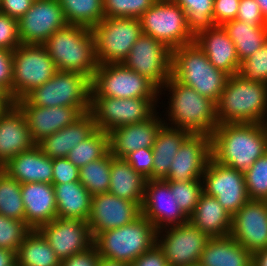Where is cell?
<instances>
[{"mask_svg":"<svg viewBox=\"0 0 267 266\" xmlns=\"http://www.w3.org/2000/svg\"><path fill=\"white\" fill-rule=\"evenodd\" d=\"M141 215V207L110 192L92 196L87 223L93 238L99 233L133 222Z\"/></svg>","mask_w":267,"mask_h":266,"instance_id":"cell-19","label":"cell"},{"mask_svg":"<svg viewBox=\"0 0 267 266\" xmlns=\"http://www.w3.org/2000/svg\"><path fill=\"white\" fill-rule=\"evenodd\" d=\"M171 76L215 103L220 99L229 78V75L210 63L195 42L172 50Z\"/></svg>","mask_w":267,"mask_h":266,"instance_id":"cell-5","label":"cell"},{"mask_svg":"<svg viewBox=\"0 0 267 266\" xmlns=\"http://www.w3.org/2000/svg\"><path fill=\"white\" fill-rule=\"evenodd\" d=\"M267 152L265 123H222L211 134L212 158L245 172Z\"/></svg>","mask_w":267,"mask_h":266,"instance_id":"cell-1","label":"cell"},{"mask_svg":"<svg viewBox=\"0 0 267 266\" xmlns=\"http://www.w3.org/2000/svg\"><path fill=\"white\" fill-rule=\"evenodd\" d=\"M218 124L266 123L267 83L253 82L239 73L229 76L216 103Z\"/></svg>","mask_w":267,"mask_h":266,"instance_id":"cell-3","label":"cell"},{"mask_svg":"<svg viewBox=\"0 0 267 266\" xmlns=\"http://www.w3.org/2000/svg\"><path fill=\"white\" fill-rule=\"evenodd\" d=\"M31 231L25 222L0 215V248L16 253Z\"/></svg>","mask_w":267,"mask_h":266,"instance_id":"cell-44","label":"cell"},{"mask_svg":"<svg viewBox=\"0 0 267 266\" xmlns=\"http://www.w3.org/2000/svg\"><path fill=\"white\" fill-rule=\"evenodd\" d=\"M130 166L147 180H152L153 150L152 147L141 148L123 158Z\"/></svg>","mask_w":267,"mask_h":266,"instance_id":"cell-47","label":"cell"},{"mask_svg":"<svg viewBox=\"0 0 267 266\" xmlns=\"http://www.w3.org/2000/svg\"><path fill=\"white\" fill-rule=\"evenodd\" d=\"M17 106L90 107L91 79L79 72L57 71L42 86L34 88Z\"/></svg>","mask_w":267,"mask_h":266,"instance_id":"cell-7","label":"cell"},{"mask_svg":"<svg viewBox=\"0 0 267 266\" xmlns=\"http://www.w3.org/2000/svg\"><path fill=\"white\" fill-rule=\"evenodd\" d=\"M161 97L112 98L91 97L90 112L96 129L109 133L115 128L151 118L161 104Z\"/></svg>","mask_w":267,"mask_h":266,"instance_id":"cell-9","label":"cell"},{"mask_svg":"<svg viewBox=\"0 0 267 266\" xmlns=\"http://www.w3.org/2000/svg\"><path fill=\"white\" fill-rule=\"evenodd\" d=\"M114 158L108 151L102 158L79 168V182L92 196L109 191L111 161Z\"/></svg>","mask_w":267,"mask_h":266,"instance_id":"cell-37","label":"cell"},{"mask_svg":"<svg viewBox=\"0 0 267 266\" xmlns=\"http://www.w3.org/2000/svg\"><path fill=\"white\" fill-rule=\"evenodd\" d=\"M142 33L171 50L194 42L184 10L175 1L157 0L140 18Z\"/></svg>","mask_w":267,"mask_h":266,"instance_id":"cell-11","label":"cell"},{"mask_svg":"<svg viewBox=\"0 0 267 266\" xmlns=\"http://www.w3.org/2000/svg\"><path fill=\"white\" fill-rule=\"evenodd\" d=\"M23 112L32 140L35 144L43 138L72 124L83 113L90 111V107H38L18 106Z\"/></svg>","mask_w":267,"mask_h":266,"instance_id":"cell-23","label":"cell"},{"mask_svg":"<svg viewBox=\"0 0 267 266\" xmlns=\"http://www.w3.org/2000/svg\"><path fill=\"white\" fill-rule=\"evenodd\" d=\"M100 255L95 245L61 261V266H98Z\"/></svg>","mask_w":267,"mask_h":266,"instance_id":"cell-52","label":"cell"},{"mask_svg":"<svg viewBox=\"0 0 267 266\" xmlns=\"http://www.w3.org/2000/svg\"><path fill=\"white\" fill-rule=\"evenodd\" d=\"M156 1L157 0H103L104 17L140 19Z\"/></svg>","mask_w":267,"mask_h":266,"instance_id":"cell-43","label":"cell"},{"mask_svg":"<svg viewBox=\"0 0 267 266\" xmlns=\"http://www.w3.org/2000/svg\"><path fill=\"white\" fill-rule=\"evenodd\" d=\"M209 237L191 222L162 228L156 244L163 251L168 266H190L200 261Z\"/></svg>","mask_w":267,"mask_h":266,"instance_id":"cell-13","label":"cell"},{"mask_svg":"<svg viewBox=\"0 0 267 266\" xmlns=\"http://www.w3.org/2000/svg\"><path fill=\"white\" fill-rule=\"evenodd\" d=\"M190 266H202L200 263H197V264H193V265H190Z\"/></svg>","mask_w":267,"mask_h":266,"instance_id":"cell-62","label":"cell"},{"mask_svg":"<svg viewBox=\"0 0 267 266\" xmlns=\"http://www.w3.org/2000/svg\"><path fill=\"white\" fill-rule=\"evenodd\" d=\"M211 157V136L191 134L178 149L165 180L181 182L202 179Z\"/></svg>","mask_w":267,"mask_h":266,"instance_id":"cell-21","label":"cell"},{"mask_svg":"<svg viewBox=\"0 0 267 266\" xmlns=\"http://www.w3.org/2000/svg\"><path fill=\"white\" fill-rule=\"evenodd\" d=\"M171 61L172 50L165 43L141 33L122 63L160 89L171 77Z\"/></svg>","mask_w":267,"mask_h":266,"instance_id":"cell-15","label":"cell"},{"mask_svg":"<svg viewBox=\"0 0 267 266\" xmlns=\"http://www.w3.org/2000/svg\"><path fill=\"white\" fill-rule=\"evenodd\" d=\"M13 51L0 48V84L12 97Z\"/></svg>","mask_w":267,"mask_h":266,"instance_id":"cell-51","label":"cell"},{"mask_svg":"<svg viewBox=\"0 0 267 266\" xmlns=\"http://www.w3.org/2000/svg\"><path fill=\"white\" fill-rule=\"evenodd\" d=\"M232 216L222 207L215 197L200 195L194 213L189 222L196 226L209 238L225 237L231 231Z\"/></svg>","mask_w":267,"mask_h":266,"instance_id":"cell-29","label":"cell"},{"mask_svg":"<svg viewBox=\"0 0 267 266\" xmlns=\"http://www.w3.org/2000/svg\"><path fill=\"white\" fill-rule=\"evenodd\" d=\"M192 133L180 128L163 125L153 144L152 179H166L178 149Z\"/></svg>","mask_w":267,"mask_h":266,"instance_id":"cell-31","label":"cell"},{"mask_svg":"<svg viewBox=\"0 0 267 266\" xmlns=\"http://www.w3.org/2000/svg\"><path fill=\"white\" fill-rule=\"evenodd\" d=\"M5 109V107L0 103V113Z\"/></svg>","mask_w":267,"mask_h":266,"instance_id":"cell-60","label":"cell"},{"mask_svg":"<svg viewBox=\"0 0 267 266\" xmlns=\"http://www.w3.org/2000/svg\"><path fill=\"white\" fill-rule=\"evenodd\" d=\"M147 179L137 173L124 159L111 161L109 191L115 196L137 203L143 202Z\"/></svg>","mask_w":267,"mask_h":266,"instance_id":"cell-33","label":"cell"},{"mask_svg":"<svg viewBox=\"0 0 267 266\" xmlns=\"http://www.w3.org/2000/svg\"><path fill=\"white\" fill-rule=\"evenodd\" d=\"M194 42L215 68L229 76L239 73L241 63L235 44L222 25L200 31L194 36Z\"/></svg>","mask_w":267,"mask_h":266,"instance_id":"cell-25","label":"cell"},{"mask_svg":"<svg viewBox=\"0 0 267 266\" xmlns=\"http://www.w3.org/2000/svg\"><path fill=\"white\" fill-rule=\"evenodd\" d=\"M169 188L180 209L189 218L194 213L200 195L203 193L202 179L181 182L169 181Z\"/></svg>","mask_w":267,"mask_h":266,"instance_id":"cell-41","label":"cell"},{"mask_svg":"<svg viewBox=\"0 0 267 266\" xmlns=\"http://www.w3.org/2000/svg\"><path fill=\"white\" fill-rule=\"evenodd\" d=\"M130 266H168V264L163 251L155 244L136 258Z\"/></svg>","mask_w":267,"mask_h":266,"instance_id":"cell-53","label":"cell"},{"mask_svg":"<svg viewBox=\"0 0 267 266\" xmlns=\"http://www.w3.org/2000/svg\"><path fill=\"white\" fill-rule=\"evenodd\" d=\"M109 151L108 133L96 129L87 139L75 145L67 158L78 168L102 158Z\"/></svg>","mask_w":267,"mask_h":266,"instance_id":"cell-38","label":"cell"},{"mask_svg":"<svg viewBox=\"0 0 267 266\" xmlns=\"http://www.w3.org/2000/svg\"><path fill=\"white\" fill-rule=\"evenodd\" d=\"M95 130V120L91 112L88 111L72 124L43 138L36 145L51 159L67 158L70 150L87 139Z\"/></svg>","mask_w":267,"mask_h":266,"instance_id":"cell-27","label":"cell"},{"mask_svg":"<svg viewBox=\"0 0 267 266\" xmlns=\"http://www.w3.org/2000/svg\"><path fill=\"white\" fill-rule=\"evenodd\" d=\"M35 145L21 109L15 103L5 108L0 113V168Z\"/></svg>","mask_w":267,"mask_h":266,"instance_id":"cell-24","label":"cell"},{"mask_svg":"<svg viewBox=\"0 0 267 266\" xmlns=\"http://www.w3.org/2000/svg\"><path fill=\"white\" fill-rule=\"evenodd\" d=\"M34 0H0V12L19 20L32 6Z\"/></svg>","mask_w":267,"mask_h":266,"instance_id":"cell-54","label":"cell"},{"mask_svg":"<svg viewBox=\"0 0 267 266\" xmlns=\"http://www.w3.org/2000/svg\"><path fill=\"white\" fill-rule=\"evenodd\" d=\"M21 44L18 20L0 12V48L14 51Z\"/></svg>","mask_w":267,"mask_h":266,"instance_id":"cell-46","label":"cell"},{"mask_svg":"<svg viewBox=\"0 0 267 266\" xmlns=\"http://www.w3.org/2000/svg\"><path fill=\"white\" fill-rule=\"evenodd\" d=\"M57 72L44 45L21 44L13 51L12 99L24 98Z\"/></svg>","mask_w":267,"mask_h":266,"instance_id":"cell-10","label":"cell"},{"mask_svg":"<svg viewBox=\"0 0 267 266\" xmlns=\"http://www.w3.org/2000/svg\"><path fill=\"white\" fill-rule=\"evenodd\" d=\"M202 182L203 192L208 196L215 197L231 216L250 200L244 172L220 164L212 157L204 170Z\"/></svg>","mask_w":267,"mask_h":266,"instance_id":"cell-14","label":"cell"},{"mask_svg":"<svg viewBox=\"0 0 267 266\" xmlns=\"http://www.w3.org/2000/svg\"><path fill=\"white\" fill-rule=\"evenodd\" d=\"M252 266H267V248L252 254Z\"/></svg>","mask_w":267,"mask_h":266,"instance_id":"cell-56","label":"cell"},{"mask_svg":"<svg viewBox=\"0 0 267 266\" xmlns=\"http://www.w3.org/2000/svg\"><path fill=\"white\" fill-rule=\"evenodd\" d=\"M20 266H61V260L38 230H32L16 252Z\"/></svg>","mask_w":267,"mask_h":266,"instance_id":"cell-35","label":"cell"},{"mask_svg":"<svg viewBox=\"0 0 267 266\" xmlns=\"http://www.w3.org/2000/svg\"><path fill=\"white\" fill-rule=\"evenodd\" d=\"M56 199L57 218L87 221L91 212L92 195L79 182L52 184Z\"/></svg>","mask_w":267,"mask_h":266,"instance_id":"cell-32","label":"cell"},{"mask_svg":"<svg viewBox=\"0 0 267 266\" xmlns=\"http://www.w3.org/2000/svg\"><path fill=\"white\" fill-rule=\"evenodd\" d=\"M159 113L156 112L143 122L124 125L110 131L108 135L111 155L123 159L133 151L153 147L156 136L164 125L162 115Z\"/></svg>","mask_w":267,"mask_h":266,"instance_id":"cell-22","label":"cell"},{"mask_svg":"<svg viewBox=\"0 0 267 266\" xmlns=\"http://www.w3.org/2000/svg\"><path fill=\"white\" fill-rule=\"evenodd\" d=\"M16 261V253L0 248V266H10Z\"/></svg>","mask_w":267,"mask_h":266,"instance_id":"cell-55","label":"cell"},{"mask_svg":"<svg viewBox=\"0 0 267 266\" xmlns=\"http://www.w3.org/2000/svg\"><path fill=\"white\" fill-rule=\"evenodd\" d=\"M244 178L250 200H267V152L244 172Z\"/></svg>","mask_w":267,"mask_h":266,"instance_id":"cell-42","label":"cell"},{"mask_svg":"<svg viewBox=\"0 0 267 266\" xmlns=\"http://www.w3.org/2000/svg\"><path fill=\"white\" fill-rule=\"evenodd\" d=\"M239 74L249 81L267 83V39L260 49L241 62Z\"/></svg>","mask_w":267,"mask_h":266,"instance_id":"cell-45","label":"cell"},{"mask_svg":"<svg viewBox=\"0 0 267 266\" xmlns=\"http://www.w3.org/2000/svg\"><path fill=\"white\" fill-rule=\"evenodd\" d=\"M68 25L58 0H34L31 8L18 20L22 44L43 45L57 30Z\"/></svg>","mask_w":267,"mask_h":266,"instance_id":"cell-16","label":"cell"},{"mask_svg":"<svg viewBox=\"0 0 267 266\" xmlns=\"http://www.w3.org/2000/svg\"><path fill=\"white\" fill-rule=\"evenodd\" d=\"M21 194L25 209V223L38 230L57 218L54 186L49 183L29 182L21 184Z\"/></svg>","mask_w":267,"mask_h":266,"instance_id":"cell-26","label":"cell"},{"mask_svg":"<svg viewBox=\"0 0 267 266\" xmlns=\"http://www.w3.org/2000/svg\"><path fill=\"white\" fill-rule=\"evenodd\" d=\"M98 64L122 63L142 33L136 18H103L93 29Z\"/></svg>","mask_w":267,"mask_h":266,"instance_id":"cell-12","label":"cell"},{"mask_svg":"<svg viewBox=\"0 0 267 266\" xmlns=\"http://www.w3.org/2000/svg\"><path fill=\"white\" fill-rule=\"evenodd\" d=\"M0 215L25 222L21 184L0 168Z\"/></svg>","mask_w":267,"mask_h":266,"instance_id":"cell-39","label":"cell"},{"mask_svg":"<svg viewBox=\"0 0 267 266\" xmlns=\"http://www.w3.org/2000/svg\"><path fill=\"white\" fill-rule=\"evenodd\" d=\"M166 93L169 104L167 103L163 115L165 125L185 129L192 134L211 136L218 125L216 103L213 100L200 95L195 89L180 83L172 76L159 89L161 97Z\"/></svg>","mask_w":267,"mask_h":266,"instance_id":"cell-2","label":"cell"},{"mask_svg":"<svg viewBox=\"0 0 267 266\" xmlns=\"http://www.w3.org/2000/svg\"><path fill=\"white\" fill-rule=\"evenodd\" d=\"M240 0H214L213 22L215 25H223L225 22L237 17Z\"/></svg>","mask_w":267,"mask_h":266,"instance_id":"cell-50","label":"cell"},{"mask_svg":"<svg viewBox=\"0 0 267 266\" xmlns=\"http://www.w3.org/2000/svg\"><path fill=\"white\" fill-rule=\"evenodd\" d=\"M43 45L57 71L79 72L92 79L99 65L92 29L66 25L54 32Z\"/></svg>","mask_w":267,"mask_h":266,"instance_id":"cell-4","label":"cell"},{"mask_svg":"<svg viewBox=\"0 0 267 266\" xmlns=\"http://www.w3.org/2000/svg\"><path fill=\"white\" fill-rule=\"evenodd\" d=\"M141 214L157 231L189 221L176 202L174 194L171 193L169 181L165 179L146 181Z\"/></svg>","mask_w":267,"mask_h":266,"instance_id":"cell-18","label":"cell"},{"mask_svg":"<svg viewBox=\"0 0 267 266\" xmlns=\"http://www.w3.org/2000/svg\"><path fill=\"white\" fill-rule=\"evenodd\" d=\"M68 25L93 29L103 18V0H58Z\"/></svg>","mask_w":267,"mask_h":266,"instance_id":"cell-36","label":"cell"},{"mask_svg":"<svg viewBox=\"0 0 267 266\" xmlns=\"http://www.w3.org/2000/svg\"><path fill=\"white\" fill-rule=\"evenodd\" d=\"M0 103L5 107L12 106L15 102L9 92L0 84Z\"/></svg>","mask_w":267,"mask_h":266,"instance_id":"cell-57","label":"cell"},{"mask_svg":"<svg viewBox=\"0 0 267 266\" xmlns=\"http://www.w3.org/2000/svg\"><path fill=\"white\" fill-rule=\"evenodd\" d=\"M52 184H64L79 181V168L68 158L52 159Z\"/></svg>","mask_w":267,"mask_h":266,"instance_id":"cell-48","label":"cell"},{"mask_svg":"<svg viewBox=\"0 0 267 266\" xmlns=\"http://www.w3.org/2000/svg\"><path fill=\"white\" fill-rule=\"evenodd\" d=\"M184 10L188 29L195 36L202 30L215 26L213 22L214 0H175Z\"/></svg>","mask_w":267,"mask_h":266,"instance_id":"cell-40","label":"cell"},{"mask_svg":"<svg viewBox=\"0 0 267 266\" xmlns=\"http://www.w3.org/2000/svg\"><path fill=\"white\" fill-rule=\"evenodd\" d=\"M230 237L251 254L267 248V201L249 200L231 220Z\"/></svg>","mask_w":267,"mask_h":266,"instance_id":"cell-20","label":"cell"},{"mask_svg":"<svg viewBox=\"0 0 267 266\" xmlns=\"http://www.w3.org/2000/svg\"><path fill=\"white\" fill-rule=\"evenodd\" d=\"M199 263L202 266H252V254L229 235L209 238Z\"/></svg>","mask_w":267,"mask_h":266,"instance_id":"cell-30","label":"cell"},{"mask_svg":"<svg viewBox=\"0 0 267 266\" xmlns=\"http://www.w3.org/2000/svg\"><path fill=\"white\" fill-rule=\"evenodd\" d=\"M236 19L250 26H267L256 0H240Z\"/></svg>","mask_w":267,"mask_h":266,"instance_id":"cell-49","label":"cell"},{"mask_svg":"<svg viewBox=\"0 0 267 266\" xmlns=\"http://www.w3.org/2000/svg\"><path fill=\"white\" fill-rule=\"evenodd\" d=\"M1 169L20 184L29 182L52 184V159L45 155L37 145L16 155Z\"/></svg>","mask_w":267,"mask_h":266,"instance_id":"cell-28","label":"cell"},{"mask_svg":"<svg viewBox=\"0 0 267 266\" xmlns=\"http://www.w3.org/2000/svg\"><path fill=\"white\" fill-rule=\"evenodd\" d=\"M38 231L61 261L94 245L91 230L84 220L55 218L48 224L42 225Z\"/></svg>","mask_w":267,"mask_h":266,"instance_id":"cell-17","label":"cell"},{"mask_svg":"<svg viewBox=\"0 0 267 266\" xmlns=\"http://www.w3.org/2000/svg\"><path fill=\"white\" fill-rule=\"evenodd\" d=\"M91 97H160L159 88L123 63L99 64L91 79Z\"/></svg>","mask_w":267,"mask_h":266,"instance_id":"cell-8","label":"cell"},{"mask_svg":"<svg viewBox=\"0 0 267 266\" xmlns=\"http://www.w3.org/2000/svg\"><path fill=\"white\" fill-rule=\"evenodd\" d=\"M10 266H20L18 263H17V261H15L12 265H10Z\"/></svg>","mask_w":267,"mask_h":266,"instance_id":"cell-61","label":"cell"},{"mask_svg":"<svg viewBox=\"0 0 267 266\" xmlns=\"http://www.w3.org/2000/svg\"><path fill=\"white\" fill-rule=\"evenodd\" d=\"M154 225L142 214L124 226L99 233L94 238L100 257L131 264L156 244Z\"/></svg>","mask_w":267,"mask_h":266,"instance_id":"cell-6","label":"cell"},{"mask_svg":"<svg viewBox=\"0 0 267 266\" xmlns=\"http://www.w3.org/2000/svg\"><path fill=\"white\" fill-rule=\"evenodd\" d=\"M222 26L235 44L240 63L260 49L267 39V26H250L237 19Z\"/></svg>","mask_w":267,"mask_h":266,"instance_id":"cell-34","label":"cell"},{"mask_svg":"<svg viewBox=\"0 0 267 266\" xmlns=\"http://www.w3.org/2000/svg\"><path fill=\"white\" fill-rule=\"evenodd\" d=\"M256 2L258 3L260 7L263 17L267 21V0H256Z\"/></svg>","mask_w":267,"mask_h":266,"instance_id":"cell-59","label":"cell"},{"mask_svg":"<svg viewBox=\"0 0 267 266\" xmlns=\"http://www.w3.org/2000/svg\"><path fill=\"white\" fill-rule=\"evenodd\" d=\"M98 266H130V265L124 262L112 261V260L100 257Z\"/></svg>","mask_w":267,"mask_h":266,"instance_id":"cell-58","label":"cell"}]
</instances>
